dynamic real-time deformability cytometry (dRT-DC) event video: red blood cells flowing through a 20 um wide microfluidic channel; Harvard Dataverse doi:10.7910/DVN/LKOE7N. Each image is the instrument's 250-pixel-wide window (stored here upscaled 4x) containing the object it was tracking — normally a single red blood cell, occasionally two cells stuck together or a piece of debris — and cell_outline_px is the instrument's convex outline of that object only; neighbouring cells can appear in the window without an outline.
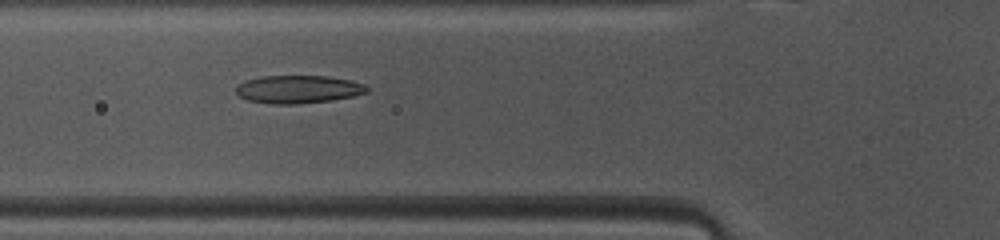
{"species": "common noctule bat (a hibernating species)", "species_latin": "Nyctalus noctula", "temperature_condition": "warm", "stored_images_in_passage": 35, "camera_frame_rate_fps": 3000, "um_per_image_px": 0.085, "animal": {"sex": "female", "body_mass_g": 10.0, "forearm_length_mm": 53.1}, "frame": {"image": 1, "passage_image": 8, "time_ms": 2.333, "image_size_px": [1000, 240], "cell_outline_px": [[368, 92], [352, 96], [332, 100], [296, 104], [272, 104], [248, 100], [240, 96], [236, 92], [236, 88], [244, 80], [260, 76], [328, 76], [352, 80], [364, 84], [368, 88]], "centroid_in_image_um": [25.35, 7.58], "position_along_channel_um": 100.4, "area_um2": 21.33}}
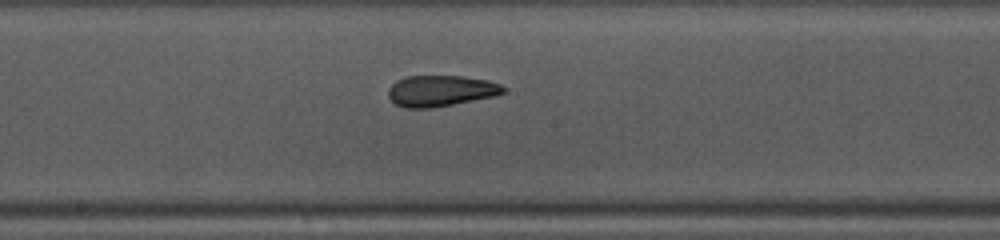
{"frame": {"image": 2, "passage_image": 16, "time_ms": 5.0, "image_size_px": [1000, 240], "cell_outline_px": [[508, 88], [504, 92], [492, 96], [432, 108], [404, 108], [396, 104], [388, 96], [388, 88], [396, 80], [404, 76], [464, 76], [488, 80], [500, 84]], "centroid_in_image_um": [37.44, 7.71], "position_along_channel_um": 210.8, "area_um2": 20.81}}
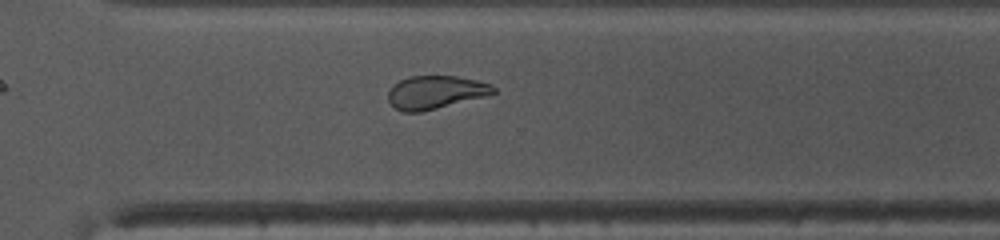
{"frame": {"image": 3, "passage_image": 25, "time_ms": 8.0, "image_size_px": [1000, 240], "cell_outline_px": [[496, 92], [488, 96], [420, 112], [404, 112], [396, 108], [388, 100], [388, 92], [400, 80], [408, 76], [456, 76], [476, 80], [492, 84], [496, 88]], "centroid_in_image_um": [37.06, 7.84], "position_along_channel_um": 333.5, "area_um2": 20.29}, "authors_computed_cell_mechanics": {"area_um2": 21.097, "velocity_mm_per_s": 4.1061, "shape_relaxation_time_tau1_ms": null, "shape_relaxation_time_tau2_ms": 2.5584, "deformation_change_tau1": null, "deformation_change_tau2": 0.0934}}